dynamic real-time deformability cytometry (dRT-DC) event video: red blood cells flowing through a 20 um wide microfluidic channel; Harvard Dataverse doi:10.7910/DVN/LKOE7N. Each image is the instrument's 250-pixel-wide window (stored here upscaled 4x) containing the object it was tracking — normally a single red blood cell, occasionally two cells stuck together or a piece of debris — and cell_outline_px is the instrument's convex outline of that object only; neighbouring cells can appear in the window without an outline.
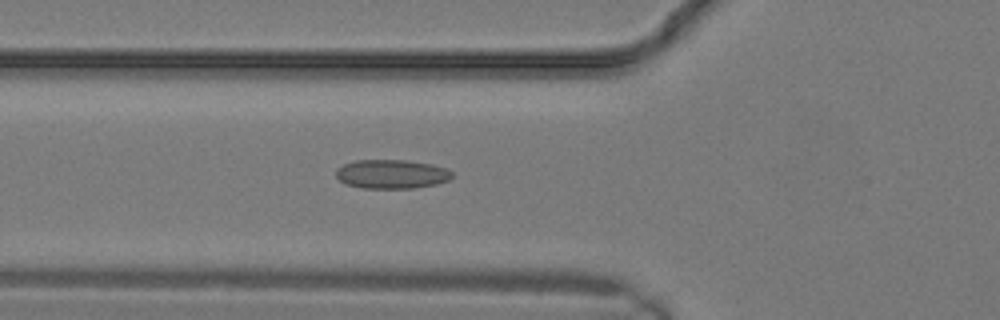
{"species": "common noctule bat (a hibernating species)", "species_latin": "Nyctalus noctula", "temperature_condition": "warm", "stored_images_in_passage": 18, "camera_frame_rate_fps": 3000, "um_per_image_px": 0.085, "animal": {"sex": "male", "body_mass_g": 19.2, "forearm_length_mm": 51.8}, "frame": {"image": 1, "passage_image": 10, "time_ms": 3.0, "image_size_px": [1000, 320], "cell_outline_px": [[452, 176], [448, 180], [436, 184], [412, 188], [364, 188], [348, 184], [340, 180], [336, 176], [336, 168], [344, 164], [356, 160], [408, 160], [432, 164], [448, 168], [452, 172]], "centroid_in_image_um": [33.31, 14.78], "position_along_channel_um": 92.5, "area_um2": 19.59}}
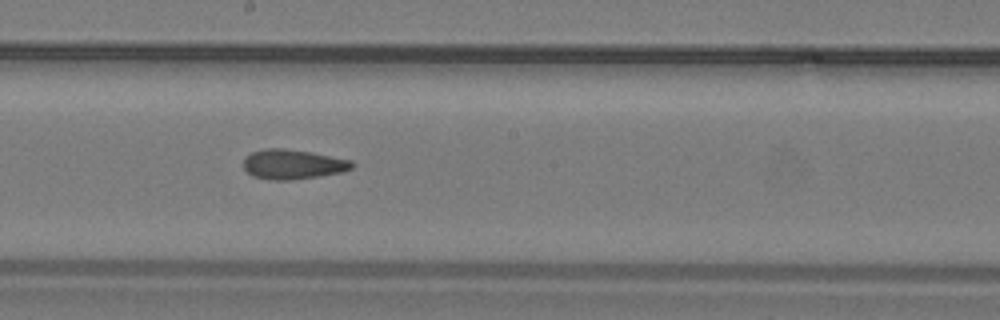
{"frame": {"image": 2, "passage_image": 15, "time_ms": 4.667, "image_size_px": [1000, 320], "cell_outline_px": [[356, 164], [352, 168], [340, 172], [320, 176], [292, 180], [272, 180], [252, 176], [244, 168], [244, 156], [252, 152], [264, 148], [284, 148], [308, 152], [352, 160]], "centroid_in_image_um": [24.87, 13.97], "position_along_channel_um": 223.3, "area_um2": 18.79}}
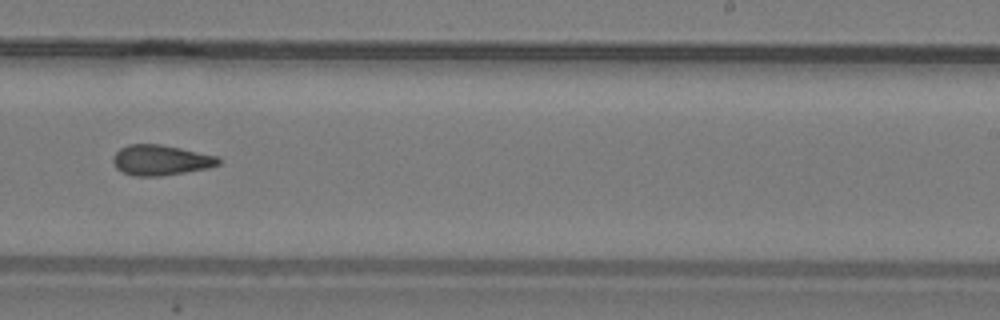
{"frame": {"image": 3, "passage_image": 17, "time_ms": 5.333, "image_size_px": [1000, 320], "cell_outline_px": [[220, 164], [208, 168], [160, 176], [132, 176], [120, 172], [116, 168], [112, 160], [112, 156], [120, 148], [128, 144], [160, 144], [220, 156]], "centroid_in_image_um": [13.64, 13.61], "position_along_channel_um": 275.4, "area_um2": 18.84}}